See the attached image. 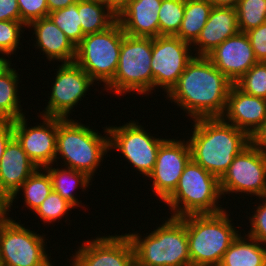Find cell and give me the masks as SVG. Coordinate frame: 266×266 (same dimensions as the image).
<instances>
[{"label":"cell","instance_id":"1","mask_svg":"<svg viewBox=\"0 0 266 266\" xmlns=\"http://www.w3.org/2000/svg\"><path fill=\"white\" fill-rule=\"evenodd\" d=\"M233 83L206 56H194L165 96L191 117H221Z\"/></svg>","mask_w":266,"mask_h":266},{"label":"cell","instance_id":"2","mask_svg":"<svg viewBox=\"0 0 266 266\" xmlns=\"http://www.w3.org/2000/svg\"><path fill=\"white\" fill-rule=\"evenodd\" d=\"M192 136L187 139L191 159L219 179L234 157L250 142V137L221 117L193 120Z\"/></svg>","mask_w":266,"mask_h":266},{"label":"cell","instance_id":"3","mask_svg":"<svg viewBox=\"0 0 266 266\" xmlns=\"http://www.w3.org/2000/svg\"><path fill=\"white\" fill-rule=\"evenodd\" d=\"M103 128L104 136L72 118H58L55 162L62 158L61 167L84 172L93 179L110 151L108 129Z\"/></svg>","mask_w":266,"mask_h":266},{"label":"cell","instance_id":"4","mask_svg":"<svg viewBox=\"0 0 266 266\" xmlns=\"http://www.w3.org/2000/svg\"><path fill=\"white\" fill-rule=\"evenodd\" d=\"M226 210L184 216L191 266H219L224 253L240 234L236 228L241 226L234 227Z\"/></svg>","mask_w":266,"mask_h":266},{"label":"cell","instance_id":"5","mask_svg":"<svg viewBox=\"0 0 266 266\" xmlns=\"http://www.w3.org/2000/svg\"><path fill=\"white\" fill-rule=\"evenodd\" d=\"M164 221L143 237L137 231L127 234L134 247L135 266H191L184 216H169Z\"/></svg>","mask_w":266,"mask_h":266},{"label":"cell","instance_id":"6","mask_svg":"<svg viewBox=\"0 0 266 266\" xmlns=\"http://www.w3.org/2000/svg\"><path fill=\"white\" fill-rule=\"evenodd\" d=\"M221 198L219 178L191 159L177 187L163 202L170 208L172 217H183L222 212L225 208L218 204Z\"/></svg>","mask_w":266,"mask_h":266},{"label":"cell","instance_id":"7","mask_svg":"<svg viewBox=\"0 0 266 266\" xmlns=\"http://www.w3.org/2000/svg\"><path fill=\"white\" fill-rule=\"evenodd\" d=\"M151 59L152 37L124 34L116 74L103 91L114 92L118 96L130 92L149 96L153 93Z\"/></svg>","mask_w":266,"mask_h":266},{"label":"cell","instance_id":"8","mask_svg":"<svg viewBox=\"0 0 266 266\" xmlns=\"http://www.w3.org/2000/svg\"><path fill=\"white\" fill-rule=\"evenodd\" d=\"M124 34L116 20L106 30L85 35L76 46L74 62L105 87L116 74Z\"/></svg>","mask_w":266,"mask_h":266},{"label":"cell","instance_id":"9","mask_svg":"<svg viewBox=\"0 0 266 266\" xmlns=\"http://www.w3.org/2000/svg\"><path fill=\"white\" fill-rule=\"evenodd\" d=\"M137 120L124 122L122 126H108L109 149L120 151L125 160L139 174L148 178L154 169L158 149L166 140L153 137ZM148 132V133H147Z\"/></svg>","mask_w":266,"mask_h":266},{"label":"cell","instance_id":"10","mask_svg":"<svg viewBox=\"0 0 266 266\" xmlns=\"http://www.w3.org/2000/svg\"><path fill=\"white\" fill-rule=\"evenodd\" d=\"M44 236L12 218L0 233V266H48Z\"/></svg>","mask_w":266,"mask_h":266},{"label":"cell","instance_id":"11","mask_svg":"<svg viewBox=\"0 0 266 266\" xmlns=\"http://www.w3.org/2000/svg\"><path fill=\"white\" fill-rule=\"evenodd\" d=\"M219 180L222 196L244 193L260 200L266 195V155L250 142Z\"/></svg>","mask_w":266,"mask_h":266},{"label":"cell","instance_id":"12","mask_svg":"<svg viewBox=\"0 0 266 266\" xmlns=\"http://www.w3.org/2000/svg\"><path fill=\"white\" fill-rule=\"evenodd\" d=\"M192 45L176 36L152 38V91L161 88L168 94L195 55ZM155 87V88H154Z\"/></svg>","mask_w":266,"mask_h":266},{"label":"cell","instance_id":"13","mask_svg":"<svg viewBox=\"0 0 266 266\" xmlns=\"http://www.w3.org/2000/svg\"><path fill=\"white\" fill-rule=\"evenodd\" d=\"M60 65L55 69L54 82H51L49 101L39 115L68 119L95 81L75 62Z\"/></svg>","mask_w":266,"mask_h":266},{"label":"cell","instance_id":"14","mask_svg":"<svg viewBox=\"0 0 266 266\" xmlns=\"http://www.w3.org/2000/svg\"><path fill=\"white\" fill-rule=\"evenodd\" d=\"M113 235L85 240L68 259L70 266H135V251L127 233Z\"/></svg>","mask_w":266,"mask_h":266},{"label":"cell","instance_id":"15","mask_svg":"<svg viewBox=\"0 0 266 266\" xmlns=\"http://www.w3.org/2000/svg\"><path fill=\"white\" fill-rule=\"evenodd\" d=\"M191 160V150L185 139H167L158 149L151 174L152 192L163 201L175 190L185 166Z\"/></svg>","mask_w":266,"mask_h":266},{"label":"cell","instance_id":"16","mask_svg":"<svg viewBox=\"0 0 266 266\" xmlns=\"http://www.w3.org/2000/svg\"><path fill=\"white\" fill-rule=\"evenodd\" d=\"M43 123L28 126L25 116L12 121L14 137L38 168L55 164L58 117L39 115Z\"/></svg>","mask_w":266,"mask_h":266},{"label":"cell","instance_id":"17","mask_svg":"<svg viewBox=\"0 0 266 266\" xmlns=\"http://www.w3.org/2000/svg\"><path fill=\"white\" fill-rule=\"evenodd\" d=\"M233 84L258 62L245 32L227 38L206 56Z\"/></svg>","mask_w":266,"mask_h":266},{"label":"cell","instance_id":"18","mask_svg":"<svg viewBox=\"0 0 266 266\" xmlns=\"http://www.w3.org/2000/svg\"><path fill=\"white\" fill-rule=\"evenodd\" d=\"M221 118L251 138L266 121V99L248 95L233 84Z\"/></svg>","mask_w":266,"mask_h":266},{"label":"cell","instance_id":"19","mask_svg":"<svg viewBox=\"0 0 266 266\" xmlns=\"http://www.w3.org/2000/svg\"><path fill=\"white\" fill-rule=\"evenodd\" d=\"M37 169L38 167L13 137L7 144L0 161V192L10 200L19 191L24 181Z\"/></svg>","mask_w":266,"mask_h":266},{"label":"cell","instance_id":"20","mask_svg":"<svg viewBox=\"0 0 266 266\" xmlns=\"http://www.w3.org/2000/svg\"><path fill=\"white\" fill-rule=\"evenodd\" d=\"M27 28L33 30L35 41L33 46L40 49L48 61L73 63L76 57V46L65 33L47 16L32 21Z\"/></svg>","mask_w":266,"mask_h":266},{"label":"cell","instance_id":"21","mask_svg":"<svg viewBox=\"0 0 266 266\" xmlns=\"http://www.w3.org/2000/svg\"><path fill=\"white\" fill-rule=\"evenodd\" d=\"M162 0H131L117 15L126 35L132 37L159 36V9Z\"/></svg>","mask_w":266,"mask_h":266},{"label":"cell","instance_id":"22","mask_svg":"<svg viewBox=\"0 0 266 266\" xmlns=\"http://www.w3.org/2000/svg\"><path fill=\"white\" fill-rule=\"evenodd\" d=\"M238 32L236 9L213 7L199 37L192 44L193 52L196 51L194 55L207 56L227 38L234 36Z\"/></svg>","mask_w":266,"mask_h":266},{"label":"cell","instance_id":"23","mask_svg":"<svg viewBox=\"0 0 266 266\" xmlns=\"http://www.w3.org/2000/svg\"><path fill=\"white\" fill-rule=\"evenodd\" d=\"M244 234L232 242L219 266H266V245Z\"/></svg>","mask_w":266,"mask_h":266},{"label":"cell","instance_id":"24","mask_svg":"<svg viewBox=\"0 0 266 266\" xmlns=\"http://www.w3.org/2000/svg\"><path fill=\"white\" fill-rule=\"evenodd\" d=\"M52 166L53 165H48L44 167V169L50 175L53 191L61 195L74 207H81L82 201L78 200L74 191L78 188V186L79 188H82V191L86 190L87 187L92 185L91 182L93 179L90 178L86 173L76 171L72 168H54Z\"/></svg>","mask_w":266,"mask_h":266},{"label":"cell","instance_id":"25","mask_svg":"<svg viewBox=\"0 0 266 266\" xmlns=\"http://www.w3.org/2000/svg\"><path fill=\"white\" fill-rule=\"evenodd\" d=\"M78 13L84 35L106 30L117 20V15L102 0H79Z\"/></svg>","mask_w":266,"mask_h":266},{"label":"cell","instance_id":"26","mask_svg":"<svg viewBox=\"0 0 266 266\" xmlns=\"http://www.w3.org/2000/svg\"><path fill=\"white\" fill-rule=\"evenodd\" d=\"M212 8L208 0H185L184 17L176 37L192 45L205 26Z\"/></svg>","mask_w":266,"mask_h":266},{"label":"cell","instance_id":"27","mask_svg":"<svg viewBox=\"0 0 266 266\" xmlns=\"http://www.w3.org/2000/svg\"><path fill=\"white\" fill-rule=\"evenodd\" d=\"M19 77L12 67L0 76V121H14L26 115L18 94Z\"/></svg>","mask_w":266,"mask_h":266},{"label":"cell","instance_id":"28","mask_svg":"<svg viewBox=\"0 0 266 266\" xmlns=\"http://www.w3.org/2000/svg\"><path fill=\"white\" fill-rule=\"evenodd\" d=\"M21 190L24 196V207L34 212L53 190L49 173L44 168H38L31 174L21 185L19 191L10 199L11 206H13V201L18 199L17 196Z\"/></svg>","mask_w":266,"mask_h":266},{"label":"cell","instance_id":"29","mask_svg":"<svg viewBox=\"0 0 266 266\" xmlns=\"http://www.w3.org/2000/svg\"><path fill=\"white\" fill-rule=\"evenodd\" d=\"M48 16L75 46H77L85 37L81 30L78 2H75L68 7L50 12Z\"/></svg>","mask_w":266,"mask_h":266},{"label":"cell","instance_id":"30","mask_svg":"<svg viewBox=\"0 0 266 266\" xmlns=\"http://www.w3.org/2000/svg\"><path fill=\"white\" fill-rule=\"evenodd\" d=\"M185 0H162L159 9V36H176L184 17Z\"/></svg>","mask_w":266,"mask_h":266},{"label":"cell","instance_id":"31","mask_svg":"<svg viewBox=\"0 0 266 266\" xmlns=\"http://www.w3.org/2000/svg\"><path fill=\"white\" fill-rule=\"evenodd\" d=\"M240 32H247L266 22V0H239L235 7Z\"/></svg>","mask_w":266,"mask_h":266},{"label":"cell","instance_id":"32","mask_svg":"<svg viewBox=\"0 0 266 266\" xmlns=\"http://www.w3.org/2000/svg\"><path fill=\"white\" fill-rule=\"evenodd\" d=\"M235 85L248 95L266 99V62L255 63Z\"/></svg>","mask_w":266,"mask_h":266},{"label":"cell","instance_id":"33","mask_svg":"<svg viewBox=\"0 0 266 266\" xmlns=\"http://www.w3.org/2000/svg\"><path fill=\"white\" fill-rule=\"evenodd\" d=\"M75 207L64 199L57 192L53 191L48 195L47 198L41 203L40 206L34 211L35 215L39 216L43 223H55L62 217H66V214L74 209Z\"/></svg>","mask_w":266,"mask_h":266},{"label":"cell","instance_id":"34","mask_svg":"<svg viewBox=\"0 0 266 266\" xmlns=\"http://www.w3.org/2000/svg\"><path fill=\"white\" fill-rule=\"evenodd\" d=\"M24 27H27L21 21H0V51L11 55L19 49L20 38Z\"/></svg>","mask_w":266,"mask_h":266},{"label":"cell","instance_id":"35","mask_svg":"<svg viewBox=\"0 0 266 266\" xmlns=\"http://www.w3.org/2000/svg\"><path fill=\"white\" fill-rule=\"evenodd\" d=\"M260 198L261 202L253 208L254 214H250L248 223L251 227L247 235L266 245V195Z\"/></svg>","mask_w":266,"mask_h":266},{"label":"cell","instance_id":"36","mask_svg":"<svg viewBox=\"0 0 266 266\" xmlns=\"http://www.w3.org/2000/svg\"><path fill=\"white\" fill-rule=\"evenodd\" d=\"M21 22L26 26L34 20L47 17L49 10L46 0H17Z\"/></svg>","mask_w":266,"mask_h":266},{"label":"cell","instance_id":"37","mask_svg":"<svg viewBox=\"0 0 266 266\" xmlns=\"http://www.w3.org/2000/svg\"><path fill=\"white\" fill-rule=\"evenodd\" d=\"M258 61L266 62V22L246 32Z\"/></svg>","mask_w":266,"mask_h":266},{"label":"cell","instance_id":"38","mask_svg":"<svg viewBox=\"0 0 266 266\" xmlns=\"http://www.w3.org/2000/svg\"><path fill=\"white\" fill-rule=\"evenodd\" d=\"M0 21H21L17 0H0Z\"/></svg>","mask_w":266,"mask_h":266},{"label":"cell","instance_id":"39","mask_svg":"<svg viewBox=\"0 0 266 266\" xmlns=\"http://www.w3.org/2000/svg\"><path fill=\"white\" fill-rule=\"evenodd\" d=\"M14 137L12 121H0V161L3 157L5 148Z\"/></svg>","mask_w":266,"mask_h":266},{"label":"cell","instance_id":"40","mask_svg":"<svg viewBox=\"0 0 266 266\" xmlns=\"http://www.w3.org/2000/svg\"><path fill=\"white\" fill-rule=\"evenodd\" d=\"M250 139L251 143L266 155V121Z\"/></svg>","mask_w":266,"mask_h":266},{"label":"cell","instance_id":"41","mask_svg":"<svg viewBox=\"0 0 266 266\" xmlns=\"http://www.w3.org/2000/svg\"><path fill=\"white\" fill-rule=\"evenodd\" d=\"M79 0H46L49 13L58 9L68 7Z\"/></svg>","mask_w":266,"mask_h":266},{"label":"cell","instance_id":"42","mask_svg":"<svg viewBox=\"0 0 266 266\" xmlns=\"http://www.w3.org/2000/svg\"><path fill=\"white\" fill-rule=\"evenodd\" d=\"M116 15H118L122 9L131 0H102Z\"/></svg>","mask_w":266,"mask_h":266},{"label":"cell","instance_id":"43","mask_svg":"<svg viewBox=\"0 0 266 266\" xmlns=\"http://www.w3.org/2000/svg\"><path fill=\"white\" fill-rule=\"evenodd\" d=\"M11 206H0V233L4 226L12 219L10 218L9 212L11 211Z\"/></svg>","mask_w":266,"mask_h":266},{"label":"cell","instance_id":"44","mask_svg":"<svg viewBox=\"0 0 266 266\" xmlns=\"http://www.w3.org/2000/svg\"><path fill=\"white\" fill-rule=\"evenodd\" d=\"M213 7L235 8L239 0H208Z\"/></svg>","mask_w":266,"mask_h":266},{"label":"cell","instance_id":"45","mask_svg":"<svg viewBox=\"0 0 266 266\" xmlns=\"http://www.w3.org/2000/svg\"><path fill=\"white\" fill-rule=\"evenodd\" d=\"M0 76L5 73L11 66H13V64L11 63V61L9 60V55L5 52L0 51ZM5 55V56H4ZM8 57V59H6L5 57ZM12 64V65H11Z\"/></svg>","mask_w":266,"mask_h":266},{"label":"cell","instance_id":"46","mask_svg":"<svg viewBox=\"0 0 266 266\" xmlns=\"http://www.w3.org/2000/svg\"><path fill=\"white\" fill-rule=\"evenodd\" d=\"M0 206H11L10 200L0 192Z\"/></svg>","mask_w":266,"mask_h":266},{"label":"cell","instance_id":"47","mask_svg":"<svg viewBox=\"0 0 266 266\" xmlns=\"http://www.w3.org/2000/svg\"><path fill=\"white\" fill-rule=\"evenodd\" d=\"M52 264H54L55 265V263L54 262H51L48 266H53Z\"/></svg>","mask_w":266,"mask_h":266}]
</instances>
